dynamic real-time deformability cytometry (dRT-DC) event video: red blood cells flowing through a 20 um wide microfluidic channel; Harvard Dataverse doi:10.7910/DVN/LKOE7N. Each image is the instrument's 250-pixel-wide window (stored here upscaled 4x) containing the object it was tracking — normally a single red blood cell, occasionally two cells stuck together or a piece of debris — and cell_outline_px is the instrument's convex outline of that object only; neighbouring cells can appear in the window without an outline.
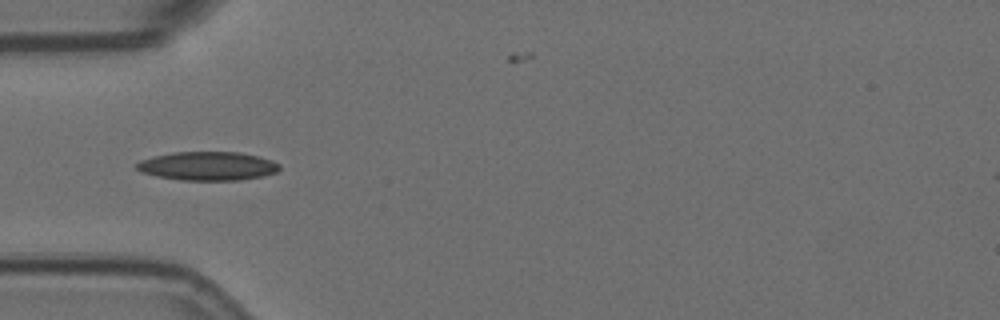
{"species": "Egyptian fruit bat (a non-hibernating species)", "species_latin": "Rousettus aegyptiacus", "temperature_condition": "room temperature", "stored_images_in_passage": 5, "camera_frame_rate_fps": 3000, "um_per_image_px": 0.085, "animal": {"sex": "female"}, "frame": {"image": 1, "passage_image": 5, "time_ms": 1.333, "image_size_px": [1000, 320], "cell_outline_px": [[280, 168], [276, 172], [264, 176], [240, 180], [180, 180], [156, 176], [140, 172], [136, 168], [136, 164], [140, 160], [172, 152], [240, 152], [272, 160], [280, 164]], "centroid_in_image_um": [17.65, 14.12], "position_along_channel_um": 67.3, "area_um2": 23.93}}